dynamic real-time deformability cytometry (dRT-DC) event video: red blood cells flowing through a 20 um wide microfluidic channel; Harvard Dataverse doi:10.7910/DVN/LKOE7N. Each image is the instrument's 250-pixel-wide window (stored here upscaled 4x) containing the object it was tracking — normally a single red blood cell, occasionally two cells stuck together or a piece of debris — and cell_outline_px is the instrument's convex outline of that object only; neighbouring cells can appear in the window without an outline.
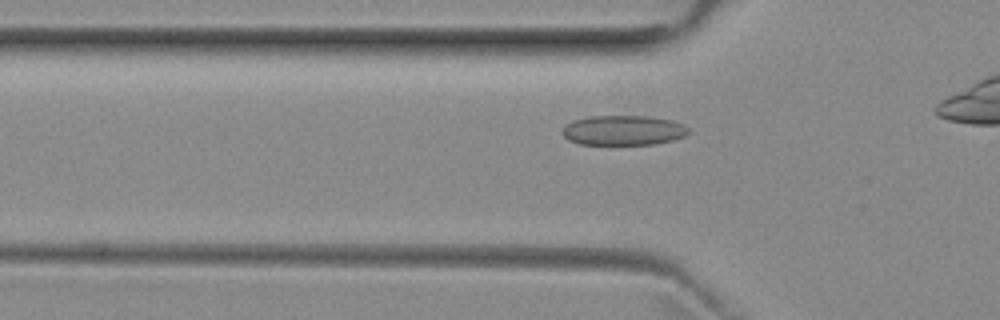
{"species": "common noctule bat (a hibernating species)", "species_latin": "Nyctalus noctula", "temperature_condition": "room temperature", "stored_images_in_passage": 29, "camera_frame_rate_fps": 3000, "um_per_image_px": 0.085, "animal": {"sex": "female", "body_mass_g": 29.2, "forearm_length_mm": 56.3}, "frame": {"image": 1, "passage_image": 4, "time_ms": 1.0, "image_size_px": [1000, 320], "cell_outline_px": [[688, 132], [684, 136], [672, 140], [652, 144], [580, 144], [568, 140], [560, 132], [572, 120], [588, 116], [648, 116], [672, 120], [684, 124], [688, 128]], "centroid_in_image_um": [52.96, 11.07], "position_along_channel_um": 72.8, "area_um2": 21.91}}
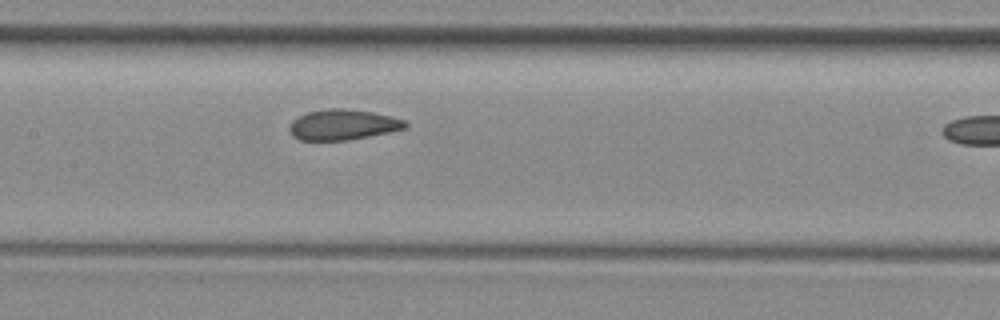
{"frame": {"image": 2, "passage_image": 12, "time_ms": 3.667, "image_size_px": [1000, 320], "cell_outline_px": [[408, 128], [348, 140], [300, 140], [292, 136], [288, 128], [292, 120], [308, 112], [328, 108], [340, 108], [372, 112], [392, 116], [404, 120], [408, 124]], "centroid_in_image_um": [29.14, 10.6], "position_along_channel_um": 178.3, "area_um2": 20.52}}
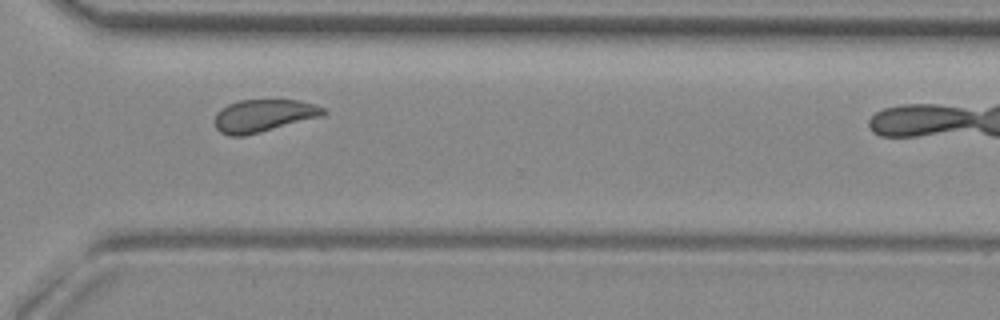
{"frame": {"image": 3, "passage_image": 25, "time_ms": 8.0, "image_size_px": [1000, 320], "cell_outline_px": [[328, 112], [320, 116], [260, 132], [244, 136], [228, 136], [220, 132], [216, 128], [216, 112], [220, 108], [228, 104], [240, 100], [300, 100], [316, 104], [324, 108]], "centroid_in_image_um": [22.38, 9.82], "position_along_channel_um": 348.2, "area_um2": 20.46}}